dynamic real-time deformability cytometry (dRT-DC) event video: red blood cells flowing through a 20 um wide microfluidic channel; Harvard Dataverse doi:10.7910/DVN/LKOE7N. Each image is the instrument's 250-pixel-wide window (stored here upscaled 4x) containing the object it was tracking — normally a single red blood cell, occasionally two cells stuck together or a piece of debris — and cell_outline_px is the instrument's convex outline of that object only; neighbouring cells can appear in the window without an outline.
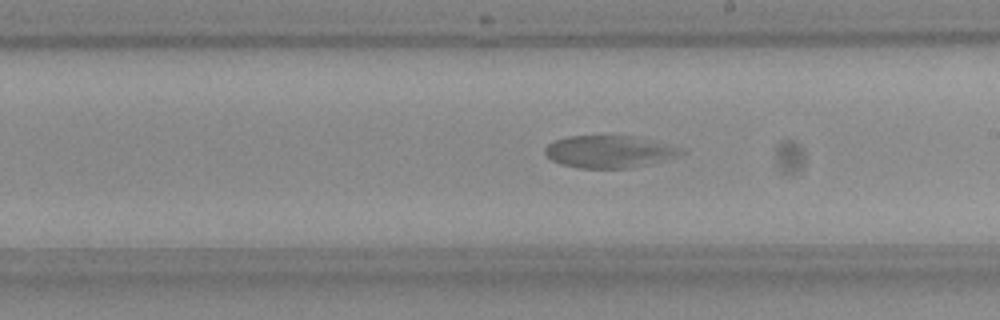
{"species": "Egyptian fruit bat (a non-hibernating species)", "species_latin": "Rousettus aegyptiacus", "temperature_condition": "room temperature", "stored_images_in_passage": 46, "segment_of_instrument_passage": [1, 2], "camera_frame_rate_fps": 3000, "um_per_image_px": 0.085, "frame": {"image": 1, "passage_image": 24, "time_ms": 7.667, "image_size_px": [1000, 320], "cell_outline_px": [[688, 152], [664, 160], [628, 168], [580, 168], [560, 164], [552, 160], [544, 152], [544, 148], [548, 144], [556, 140], [568, 136], [636, 136], [680, 148]], "centroid_in_image_um": [51.76, 12.89], "position_along_channel_um": 237.2, "area_um2": 25.32}}
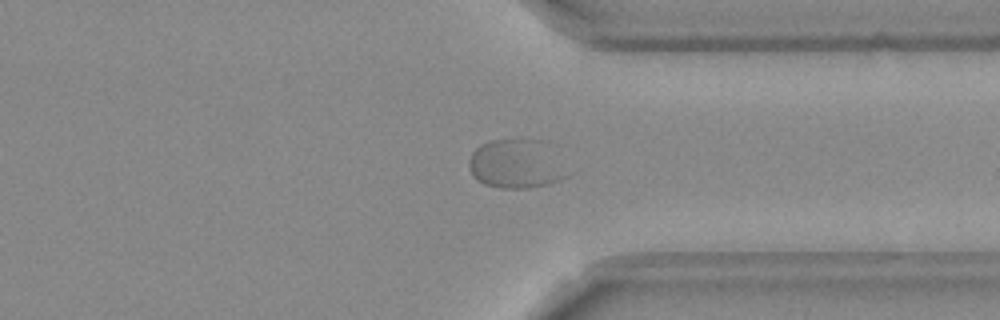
{"frame": {"image": 2, "passage_image": 35, "time_ms": 11.333, "image_size_px": [1000, 320], "cell_outline_px": [[568, 176], [560, 180], [528, 188], [500, 188], [484, 184], [476, 180], [472, 176], [468, 164], [468, 160], [472, 152], [480, 144], [488, 140], [548, 140]], "centroid_in_image_um": [43.84, 13.92], "position_along_channel_um": 367.6, "area_um2": 28.15}}
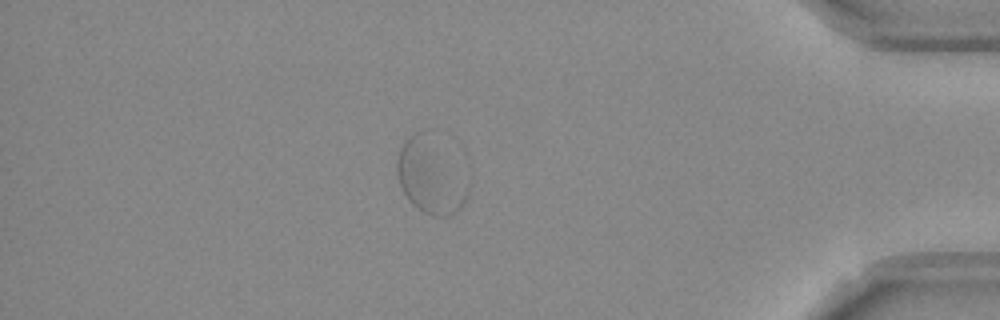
{"frame": {"image": 3, "passage_image": 41, "time_ms": 13.333, "image_size_px": [1000, 320], "cell_outline_px": [[464, 200], [452, 212], [444, 216], [432, 216], [424, 212], [412, 204], [408, 200], [400, 188], [396, 176], [396, 160], [400, 148], [404, 140], [408, 136], [424, 128], [428, 128], [464, 196]], "centroid_in_image_um": [36.28, 14.94], "position_along_channel_um": 398.9, "area_um2": 27.98}}